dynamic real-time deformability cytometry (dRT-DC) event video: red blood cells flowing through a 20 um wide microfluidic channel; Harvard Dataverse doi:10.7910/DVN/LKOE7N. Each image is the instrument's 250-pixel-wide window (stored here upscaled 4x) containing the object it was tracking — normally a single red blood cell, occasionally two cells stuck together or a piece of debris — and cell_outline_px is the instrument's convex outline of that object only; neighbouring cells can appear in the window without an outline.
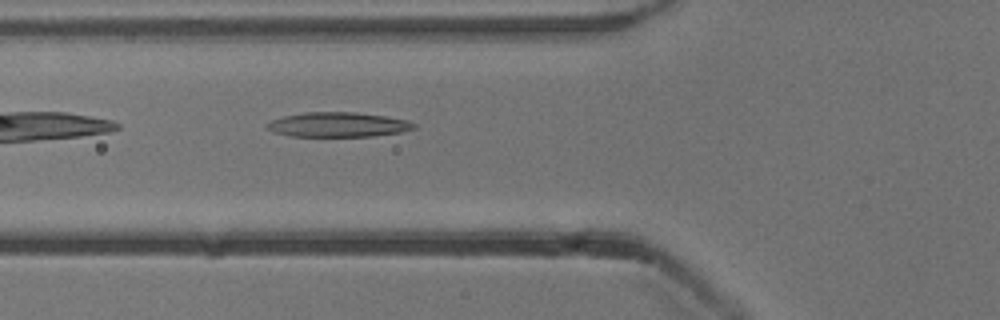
{"species": "common noctule bat (a hibernating species)", "species_latin": "Nyctalus noctula", "temperature_condition": "cold", "stored_images_in_passage": 35, "camera_frame_rate_fps": 3000, "um_per_image_px": 0.085, "animal": {"sex": "male", "body_mass_g": 13.3}, "frame": {"image": 1, "passage_image": 4, "time_ms": 1.0, "image_size_px": [1000, 320], "cell_outline_px": [[416, 128], [400, 132], [372, 136], [288, 136], [272, 132], [264, 128], [264, 124], [272, 120], [284, 116], [304, 112], [356, 112], [384, 116], [408, 120], [416, 124]], "centroid_in_image_um": [28.68, 10.59], "position_along_channel_um": 97.1, "area_um2": 21.27}}
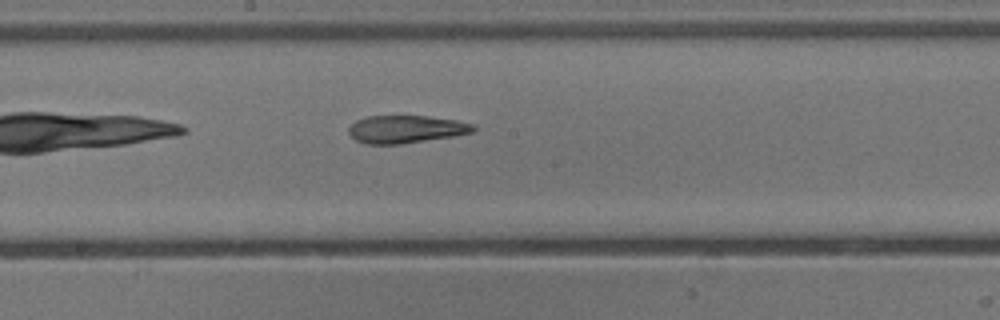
{"frame": {"image": 2, "passage_image": 13, "time_ms": 4.0, "image_size_px": [1000, 320], "cell_outline_px": [[476, 132], [456, 136], [400, 144], [364, 144], [356, 140], [348, 132], [348, 128], [356, 120], [368, 116], [428, 116], [456, 120], [476, 124]], "centroid_in_image_um": [34.56, 10.98], "position_along_channel_um": 213.6, "area_um2": 20.35}}
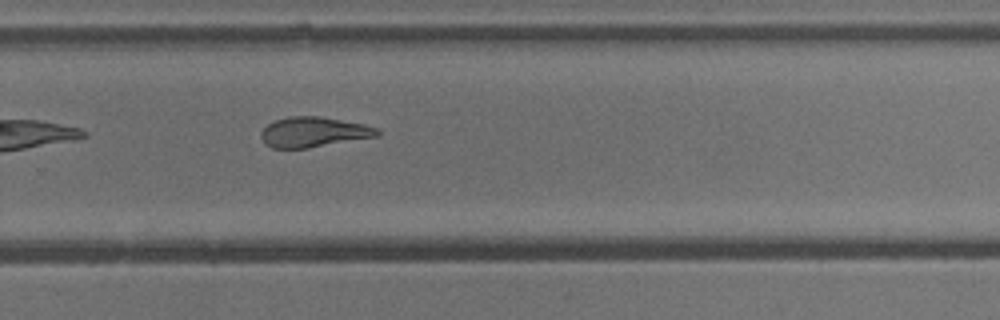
{"frame": {"image": 3, "passage_image": 20, "time_ms": 6.333, "image_size_px": [1000, 320], "cell_outline_px": [[380, 136], [308, 148], [272, 148], [264, 144], [260, 136], [260, 132], [268, 124], [276, 120], [288, 116], [320, 116], [364, 124], [376, 128], [380, 132]], "centroid_in_image_um": [26.64, 11.23], "position_along_channel_um": 303.2, "area_um2": 20.52}, "authors_computed_cell_mechanics": {"area_um2": 21.2126, "velocity_mm_per_s": 3.8582, "shape_relaxation_time_tau1_ms": null, "shape_relaxation_time_tau2_ms": 4.5203, "deformation_change_tau1": null, "deformation_change_tau2": 0.1326}}